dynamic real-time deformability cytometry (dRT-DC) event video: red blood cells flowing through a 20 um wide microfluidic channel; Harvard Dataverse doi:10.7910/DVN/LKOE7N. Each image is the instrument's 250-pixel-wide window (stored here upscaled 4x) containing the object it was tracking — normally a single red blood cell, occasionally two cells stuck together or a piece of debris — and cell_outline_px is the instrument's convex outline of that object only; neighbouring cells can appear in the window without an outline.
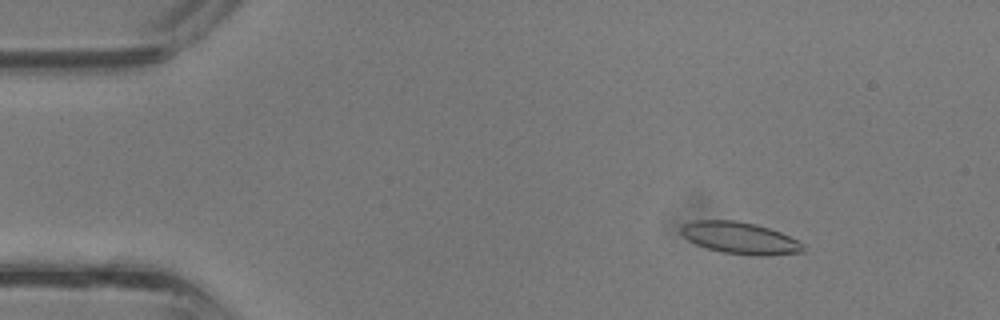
{"species": "common noctule bat (a hibernating species)", "species_latin": "Nyctalus noctula", "temperature_condition": "room temperature", "stored_images_in_passage": 38, "camera_frame_rate_fps": 3000, "um_per_image_px": 0.085, "animal": {"sex": "male", "body_mass_g": 13.3}, "frame": {"image": 1, "passage_image": 5, "time_ms": 1.333, "image_size_px": [1000, 320], "cell_outline_px": [[804, 252], [764, 256], [760, 256], [724, 252], [708, 248], [696, 244], [688, 240], [680, 232], [680, 228], [684, 224], [692, 220], [736, 220], [756, 224], [780, 232], [804, 244]], "centroid_in_image_um": [62.89, 20.22], "position_along_channel_um": 22.1, "area_um2": 22.54}}
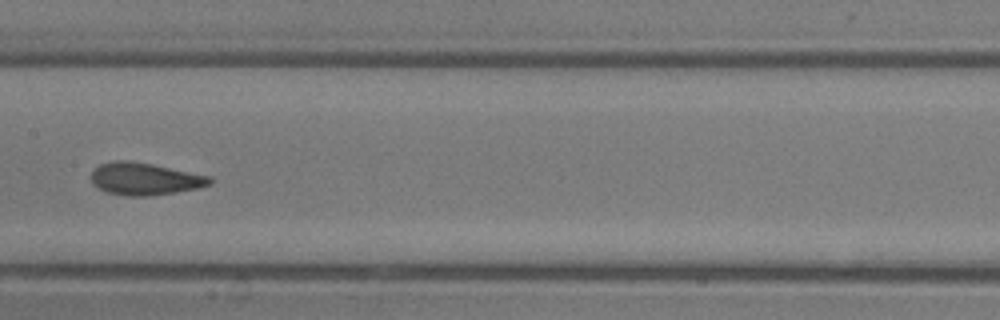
{"frame": {"image": 2, "passage_image": 19, "time_ms": 6.0, "image_size_px": [1000, 320], "cell_outline_px": [[212, 184], [200, 188], [148, 196], [128, 196], [108, 192], [92, 184], [92, 172], [100, 164], [116, 160], [124, 160], [152, 164], [212, 176]], "centroid_in_image_um": [12.35, 15.2], "position_along_channel_um": 195.0, "area_um2": 22.2}}
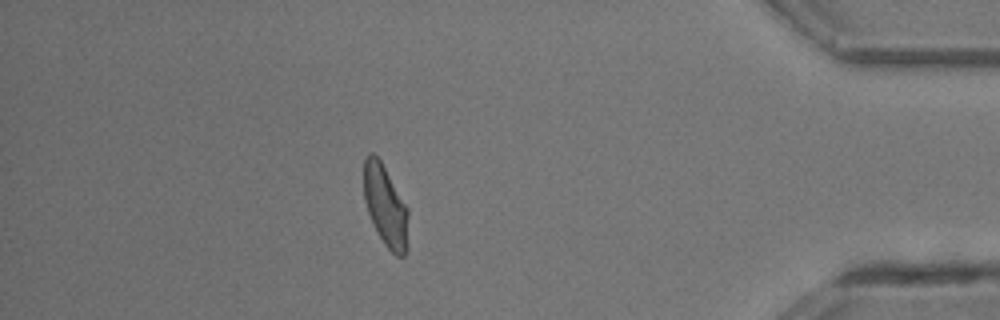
{"frame": {"image": 3, "passage_image": 33, "time_ms": 10.667, "image_size_px": [1000, 320], "cell_outline_px": [[408, 248], [404, 256], [396, 256], [384, 244], [368, 212], [364, 200], [364, 160], [368, 152], [372, 152], [380, 160], [408, 208]], "centroid_in_image_um": [32.78, 17.52], "position_along_channel_um": 402.4, "area_um2": 20.92}}